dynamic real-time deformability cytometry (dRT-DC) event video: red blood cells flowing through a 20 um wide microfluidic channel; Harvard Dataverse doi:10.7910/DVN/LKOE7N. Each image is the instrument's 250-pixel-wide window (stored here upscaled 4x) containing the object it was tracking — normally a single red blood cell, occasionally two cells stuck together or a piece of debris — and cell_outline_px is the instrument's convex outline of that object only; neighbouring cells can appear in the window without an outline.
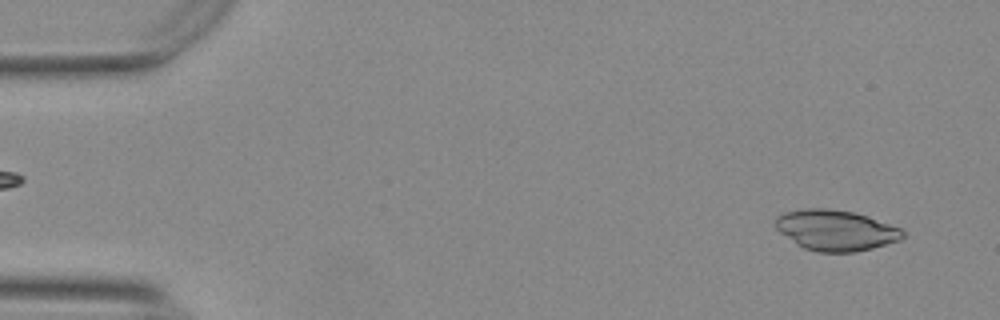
{"species": "Egyptian fruit bat (a non-hibernating species)", "species_latin": "Rousettus aegyptiacus", "temperature_condition": "warm", "stored_images_in_passage": 53, "camera_frame_rate_fps": 3000, "um_per_image_px": 0.085, "animal": {"sex": "female"}, "frame": {"image": 1, "passage_image": 3, "time_ms": 0.667, "image_size_px": [1000, 320], "cell_outline_px": [[904, 236], [900, 240], [872, 248], [856, 252], [820, 252], [804, 248], [796, 244], [780, 232], [776, 228], [776, 216], [784, 212], [804, 208], [828, 208], [852, 212], [868, 216], [900, 228], [904, 232]], "centroid_in_image_um": [71.02, 19.57], "position_along_channel_um": 14.0, "area_um2": 30.06}}
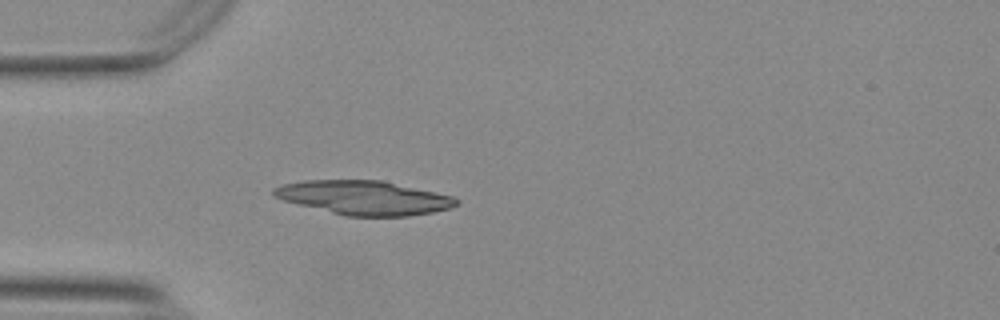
{"frame": {"image": 2, "passage_image": 15, "time_ms": 4.667, "image_size_px": [1000, 320], "cell_outline_px": [[460, 204], [452, 208], [432, 212], [408, 216], [344, 216], [284, 200], [272, 196], [272, 188], [280, 184], [304, 180], [380, 180], [452, 196], [460, 200]], "centroid_in_image_um": [30.92, 16.8], "position_along_channel_um": 54.1, "area_um2": 36.18}}
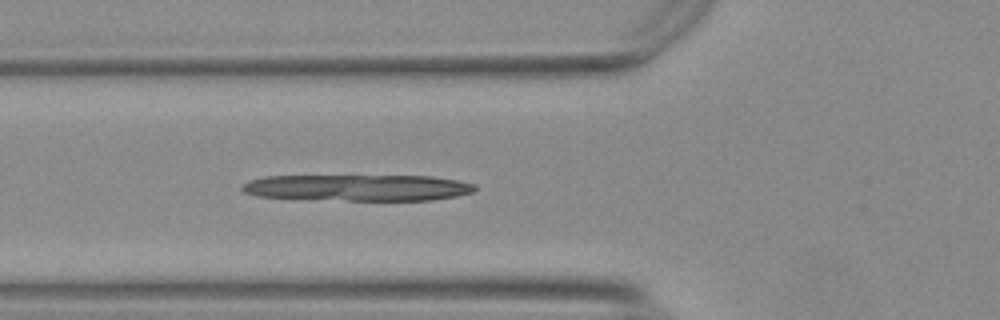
{"frame": {"image": 3, "passage_image": 19, "time_ms": 6.0, "image_size_px": [1000, 320], "cell_outline_px": [[476, 188], [472, 192], [456, 196], [432, 200], [304, 200], [256, 196], [244, 192], [240, 188], [248, 180], [264, 176], [432, 176], [456, 180], [476, 184]], "centroid_in_image_um": [30.34, 15.96], "position_along_channel_um": 95.5, "area_um2": 36.18}}